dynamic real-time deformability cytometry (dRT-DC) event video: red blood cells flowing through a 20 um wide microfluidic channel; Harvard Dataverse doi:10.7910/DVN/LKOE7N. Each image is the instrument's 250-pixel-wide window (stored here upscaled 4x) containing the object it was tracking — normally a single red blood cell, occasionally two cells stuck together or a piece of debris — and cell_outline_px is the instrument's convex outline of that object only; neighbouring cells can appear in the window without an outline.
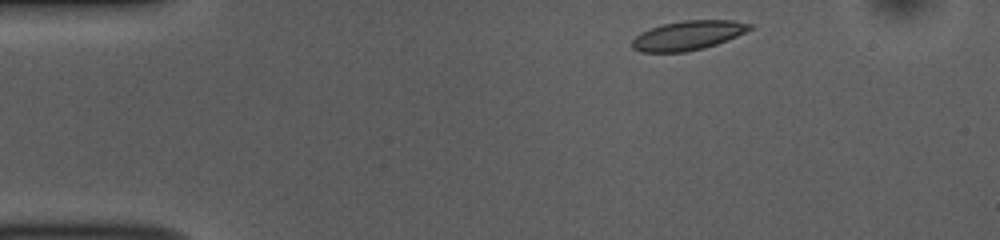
{"species": "common noctule bat (a hibernating species)", "species_latin": "Nyctalus noctula", "temperature_condition": "room temperature", "stored_images_in_passage": 46, "camera_frame_rate_fps": 3000, "um_per_image_px": 0.085, "animal": {"sex": "female", "body_mass_g": 10.0, "forearm_length_mm": 53.1}, "frame": {"image": 1, "passage_image": 1, "time_ms": 0.0, "image_size_px": [1000, 240], "cell_outline_px": [[752, 28], [736, 36], [716, 44], [704, 48], [684, 52], [640, 52], [632, 48], [632, 40], [640, 32], [664, 24], [684, 20], [732, 20], [752, 24]], "centroid_in_image_um": [58.45, 3.01], "position_along_channel_um": 26.5, "area_um2": 19.88}}
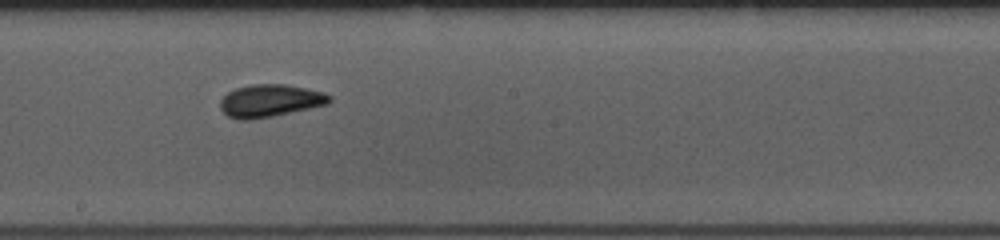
{"frame": {"image": 2, "passage_image": 22, "time_ms": 7.0, "image_size_px": [1000, 240], "cell_outline_px": [[332, 100], [328, 104], [272, 116], [248, 120], [240, 120], [228, 116], [220, 108], [220, 100], [228, 92], [236, 88], [252, 84], [284, 84], [324, 92], [332, 96]], "centroid_in_image_um": [22.96, 8.56], "position_along_channel_um": 225.2, "area_um2": 20.58}}
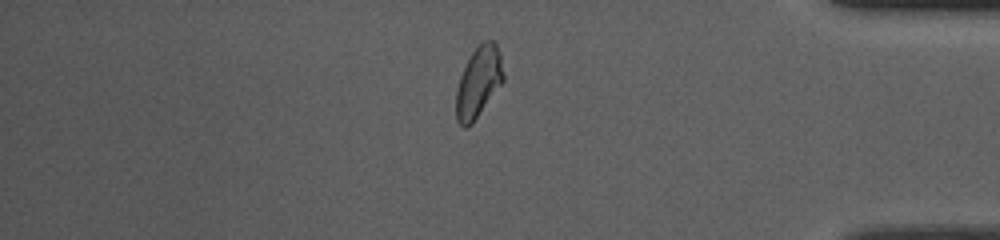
{"frame": {"image": 3, "passage_image": 38, "time_ms": 12.333, "image_size_px": [1000, 240], "cell_outline_px": [[504, 80], [472, 124], [468, 128], [464, 128], [456, 120], [456, 92], [460, 76], [472, 52], [484, 40], [496, 40], [500, 52], [504, 76]], "centroid_in_image_um": [40.68, 6.97], "position_along_channel_um": 394.5, "area_um2": 19.48}, "authors_computed_cell_mechanics": {"area_um2": 19.7965, "velocity_mm_per_s": 3.7064, "shape_relaxation_time_tau1_ms": null, "shape_relaxation_time_tau2_ms": 1.9198, "deformation_change_tau1": null, "deformation_change_tau2": 0.0604}}